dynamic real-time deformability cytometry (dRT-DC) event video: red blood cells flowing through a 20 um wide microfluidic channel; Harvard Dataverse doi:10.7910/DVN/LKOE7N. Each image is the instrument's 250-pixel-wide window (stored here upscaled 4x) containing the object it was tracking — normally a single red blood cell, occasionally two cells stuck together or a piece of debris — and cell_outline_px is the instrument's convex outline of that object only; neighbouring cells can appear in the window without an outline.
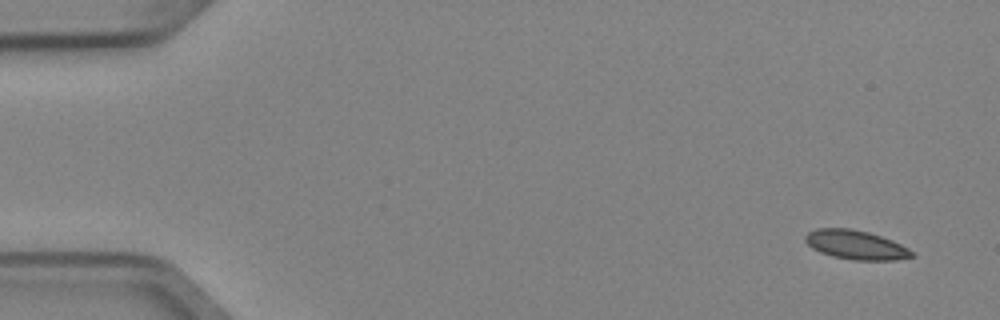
{"species": "Egyptian fruit bat (a non-hibernating species)", "species_latin": "Rousettus aegyptiacus", "temperature_condition": "cold", "stored_images_in_passage": 8, "camera_frame_rate_fps": 3000, "um_per_image_px": 0.085, "animal": {"sex": "female"}, "frame": {"image": 1, "passage_image": 1, "time_ms": 0.0, "image_size_px": [1000, 320], "cell_outline_px": [[916, 256], [896, 260], [852, 260], [832, 256], [820, 252], [812, 248], [804, 240], [804, 236], [808, 232], [816, 228], [852, 228], [868, 232], [892, 240], [908, 248]], "centroid_in_image_um": [72.73, 20.81], "position_along_channel_um": 12.3, "area_um2": 18.15}}
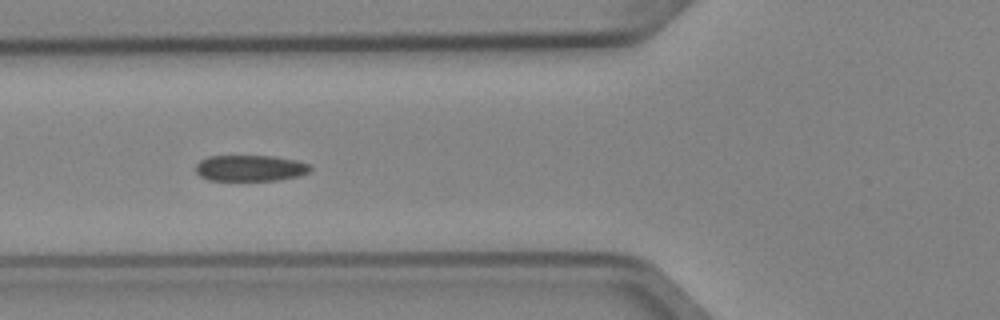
{"frame": {"image": 2, "passage_image": 6, "time_ms": 1.667, "image_size_px": [1000, 320], "cell_outline_px": [[312, 168], [308, 172], [300, 176], [276, 180], [208, 180], [200, 176], [196, 172], [196, 164], [200, 160], [208, 156], [276, 156], [296, 160], [312, 164]], "centroid_in_image_um": [21.29, 14.28], "position_along_channel_um": 104.5, "area_um2": 17.57}}
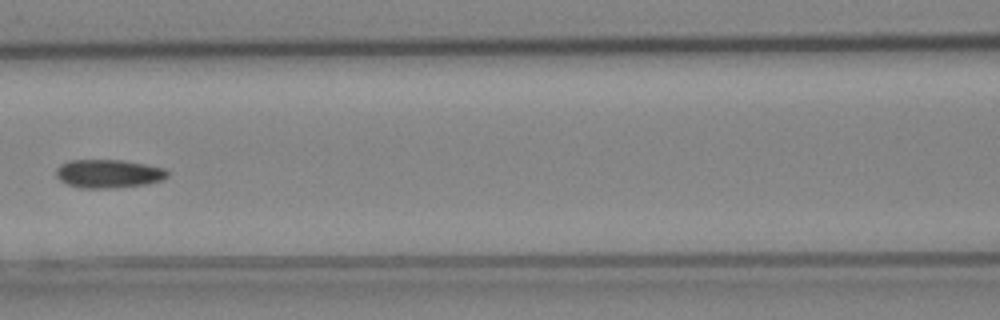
{"frame": {"image": 3, "passage_image": 7, "time_ms": 2.0, "image_size_px": [1000, 320], "cell_outline_px": [[168, 176], [164, 180], [148, 184], [108, 188], [80, 188], [68, 184], [60, 180], [56, 176], [56, 168], [60, 164], [68, 160], [120, 160], [144, 164], [164, 168], [168, 172]], "centroid_in_image_um": [9.21, 14.76], "position_along_channel_um": 157.4, "area_um2": 18.5}}